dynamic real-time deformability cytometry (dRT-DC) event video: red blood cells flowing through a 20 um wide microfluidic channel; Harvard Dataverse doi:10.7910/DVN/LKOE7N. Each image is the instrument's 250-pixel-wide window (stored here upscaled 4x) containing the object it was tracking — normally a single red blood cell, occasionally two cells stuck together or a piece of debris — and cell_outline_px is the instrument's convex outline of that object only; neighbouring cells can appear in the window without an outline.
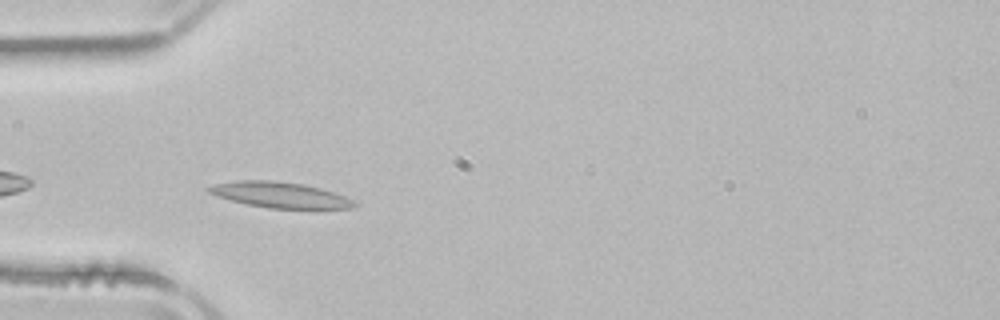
{"species": "common noctule bat (a hibernating species)", "species_latin": "Nyctalus noctula", "temperature_condition": "room temperature", "stored_images_in_passage": 27, "camera_frame_rate_fps": 3000, "um_per_image_px": 0.085, "animal": {"sex": "male", "body_mass_g": 21.5, "forearm_length_mm": 52.0}, "frame": {"image": 1, "passage_image": 2, "time_ms": 0.333, "image_size_px": [1000, 320], "cell_outline_px": [[360, 204], [356, 208], [268, 208], [248, 204], [216, 196], [208, 192], [204, 188], [216, 184], [236, 180], [272, 180], [304, 184], [320, 188], [344, 196]], "centroid_in_image_um": [23.8, 16.56], "position_along_channel_um": 61.2, "area_um2": 21.68}}
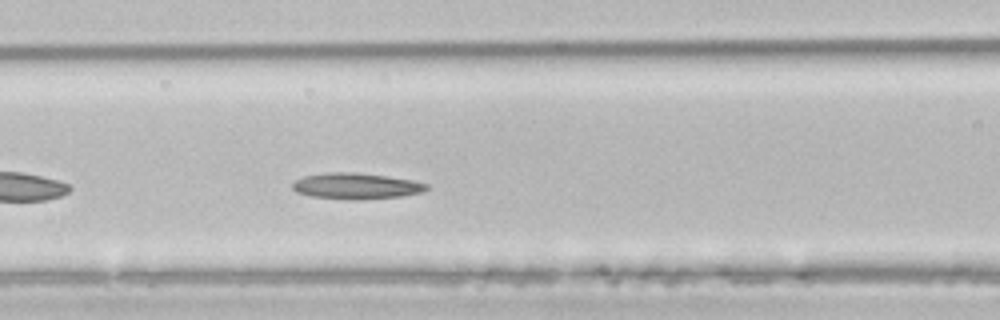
{"frame": {"image": 2, "passage_image": 8, "time_ms": 2.333, "image_size_px": [1000, 320], "cell_outline_px": [[428, 188], [424, 192], [400, 196], [352, 200], [312, 196], [296, 192], [292, 188], [292, 184], [296, 180], [304, 176], [328, 172], [352, 172], [388, 176], [412, 180], [428, 184]], "centroid_in_image_um": [30.28, 15.81], "position_along_channel_um": 136.3, "area_um2": 20.23}}
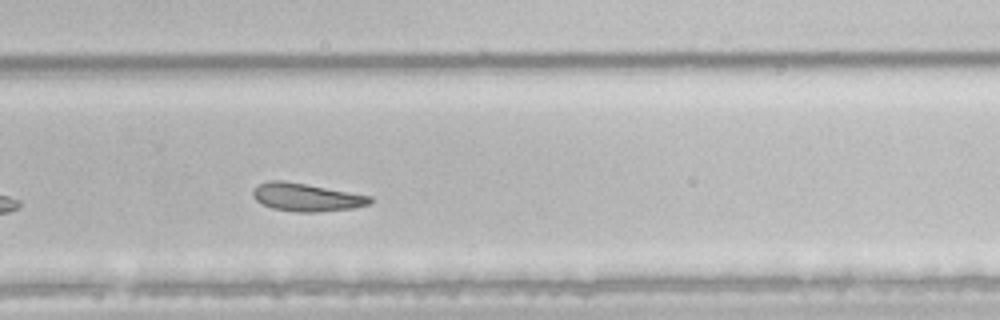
{"frame": {"image": 3, "passage_image": 21, "time_ms": 6.667, "image_size_px": [1000, 320], "cell_outline_px": [[372, 204], [356, 208], [316, 212], [296, 212], [272, 208], [256, 200], [252, 196], [252, 192], [260, 184], [268, 180], [284, 180], [372, 196]], "centroid_in_image_um": [26.08, 16.77], "position_along_channel_um": 303.7, "area_um2": 19.13}}